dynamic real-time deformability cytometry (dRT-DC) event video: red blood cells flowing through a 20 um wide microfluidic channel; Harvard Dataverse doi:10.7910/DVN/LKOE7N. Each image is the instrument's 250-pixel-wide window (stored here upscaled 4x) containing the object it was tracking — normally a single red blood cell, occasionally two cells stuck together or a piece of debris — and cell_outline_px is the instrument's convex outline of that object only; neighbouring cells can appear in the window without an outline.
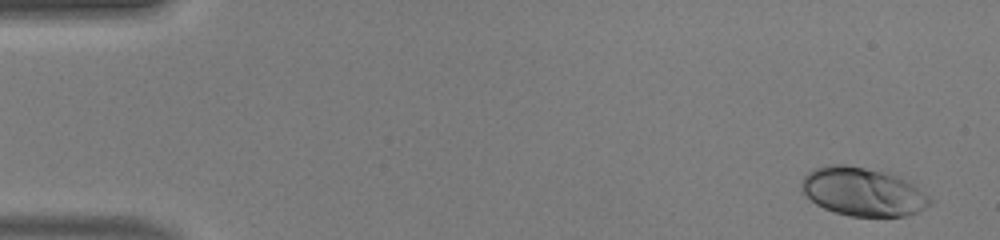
{"species": "human", "species_latin": "Homo sapiens", "temperature_condition": "warm", "stored_images_in_passage": 48, "camera_frame_rate_fps": 3000, "um_per_image_px": 0.085, "donor": {"sex": "male"}, "frame": {"image": 1, "passage_image": 1, "time_ms": 0.0, "image_size_px": [1000, 240], "cell_outline_px": [[932, 200], [924, 208], [916, 212], [904, 216], [848, 216], [824, 208], [816, 204], [800, 188], [800, 184], [804, 176], [812, 168], [828, 164], [844, 164], [884, 172], [896, 176], [912, 184], [924, 192]], "centroid_in_image_um": [73.28, 16.29], "position_along_channel_um": 11.7, "area_um2": 35.84}}
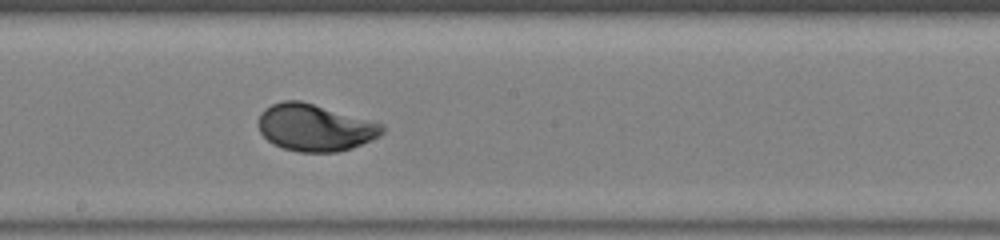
{"frame": {"image": 2, "passage_image": 26, "time_ms": 8.333, "image_size_px": [1000, 240], "cell_outline_px": [[384, 132], [380, 136], [360, 144], [336, 152], [300, 152], [284, 148], [272, 144], [260, 132], [256, 124], [260, 112], [264, 108], [272, 104], [284, 100], [300, 100], [384, 124]], "centroid_in_image_um": [26.72, 10.83], "position_along_channel_um": 221.5, "area_um2": 33.87}}
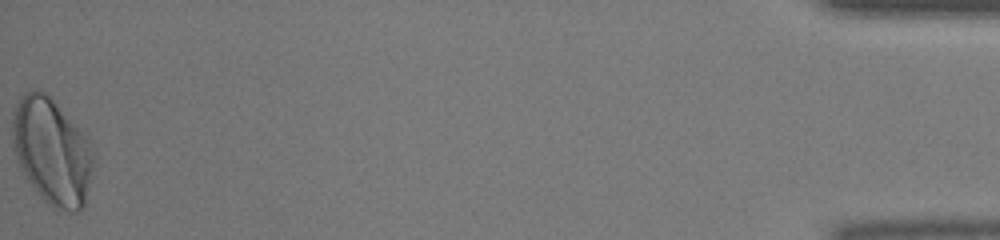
{"frame": {"image": 3, "passage_image": 48, "time_ms": 15.667, "image_size_px": [1000, 240], "cell_outline_px": [[92, 164], [84, 204], [76, 212], [56, 212], [40, 196], [20, 168], [12, 144], [12, 112], [20, 96], [24, 92], [32, 88], [36, 88], [44, 92], [88, 136], [92, 152]], "centroid_in_image_um": [4.38, 12.85], "position_along_channel_um": 430.8, "area_um2": 50.11}, "authors_computed_cell_mechanics": {"area_um2": 33.9575, "velocity_mm_per_s": 4.1921, "shape_relaxation_time_tau1_ms": 2.6678, "shape_relaxation_time_tau2_ms": null, "deformation_change_tau1": 0.1599, "deformation_change_tau2": null}}